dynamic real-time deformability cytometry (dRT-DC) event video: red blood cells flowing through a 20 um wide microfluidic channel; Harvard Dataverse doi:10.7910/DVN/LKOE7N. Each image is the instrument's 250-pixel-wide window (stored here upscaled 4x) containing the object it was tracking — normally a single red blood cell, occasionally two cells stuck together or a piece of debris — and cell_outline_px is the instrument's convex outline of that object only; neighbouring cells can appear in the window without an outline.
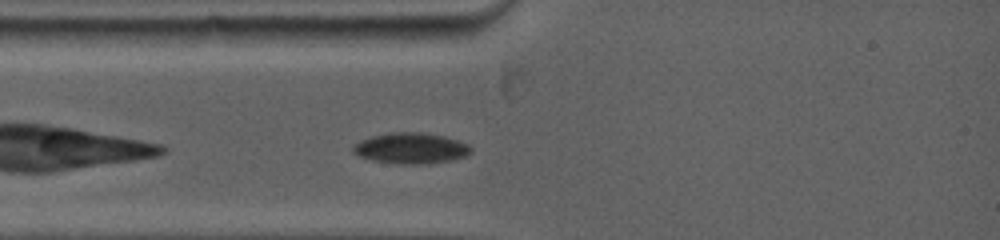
{"species": "common noctule bat (a hibernating species)", "species_latin": "Nyctalus noctula", "temperature_condition": "warm", "stored_images_in_passage": 43, "camera_frame_rate_fps": 5000, "um_per_image_px": 0.085, "animal": {"sex": "female", "body_mass_g": 19.0, "forearm_length_mm": 53.3}, "frame": {"image": 1, "passage_image": 5, "time_ms": 1.0, "image_size_px": [1000, 240], "cell_outline_px": [[468, 152], [464, 156], [452, 160], [428, 164], [396, 164], [372, 160], [360, 156], [352, 148], [356, 144], [372, 136], [392, 132], [420, 132], [444, 136], [468, 144]], "centroid_in_image_um": [34.92, 12.61], "position_along_channel_um": 50.1, "area_um2": 20.75}}
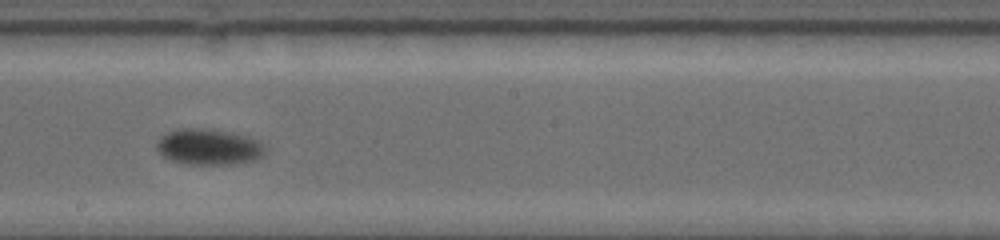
{"frame": {"image": 2, "passage_image": 21, "time_ms": 5.8, "image_size_px": [1000, 240], "cell_outline_px": [[268, 148], [256, 160], [236, 164], [184, 164], [168, 160], [156, 152], [156, 140], [160, 136], [168, 132], [184, 128], [192, 128], [224, 132], [248, 136], [256, 140]], "centroid_in_image_um": [17.68, 12.52], "position_along_channel_um": 230.5, "area_um2": 22.72}}
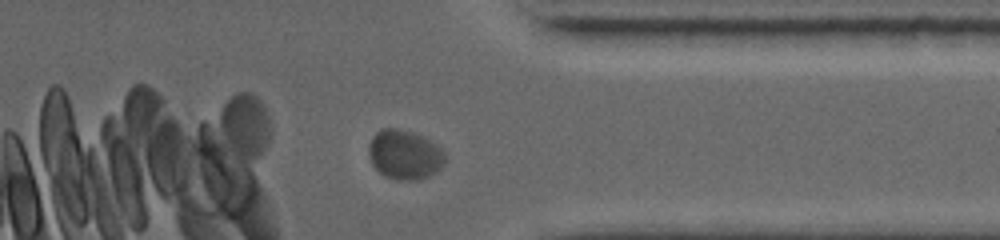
{"frame": {"image": 3, "passage_image": 35, "time_ms": 9.8, "image_size_px": [1000, 240], "cell_outline_px": [[444, 164], [436, 172], [420, 180], [396, 180], [384, 176], [372, 164], [368, 152], [368, 144], [372, 136], [376, 132], [384, 128], [396, 128], [412, 132], [436, 144], [444, 152]], "centroid_in_image_um": [34.36, 13.16], "position_along_channel_um": 377.0, "area_um2": 21.96}, "authors_computed_cell_mechanics": {"area_um2": 21.7906, "velocity_mm_per_s": 3.7562, "shape_relaxation_time_tau1_ms": 5.2645, "shape_relaxation_time_tau2_ms": null, "deformation_change_tau1": 0.0715, "deformation_change_tau2": null}}